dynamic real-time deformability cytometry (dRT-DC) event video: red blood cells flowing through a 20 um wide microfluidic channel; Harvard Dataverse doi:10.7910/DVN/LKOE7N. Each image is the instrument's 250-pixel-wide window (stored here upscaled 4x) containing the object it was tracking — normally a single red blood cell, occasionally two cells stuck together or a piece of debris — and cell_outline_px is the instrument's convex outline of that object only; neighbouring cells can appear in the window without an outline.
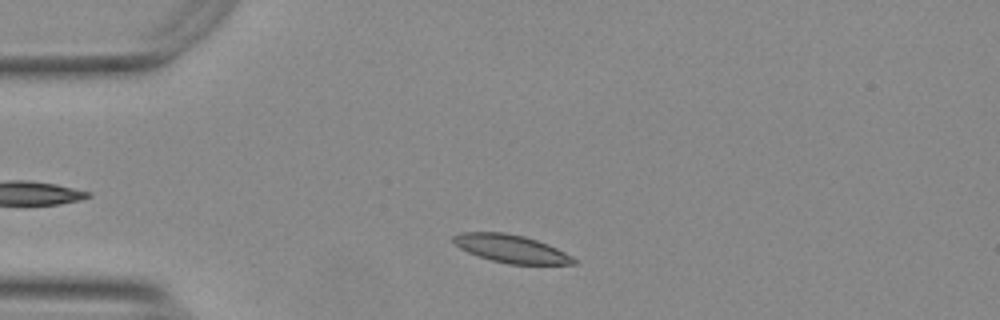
{"species": "Egyptian fruit bat (a non-hibernating species)", "species_latin": "Rousettus aegyptiacus", "temperature_condition": "warm", "stored_images_in_passage": 38, "camera_frame_rate_fps": 3000, "um_per_image_px": 0.085, "animal": {"sex": "female"}, "frame": {"image": 1, "passage_image": 5, "time_ms": 1.333, "image_size_px": [1000, 320], "cell_outline_px": [[576, 264], [508, 264], [476, 256], [460, 248], [452, 240], [452, 236], [460, 232], [504, 232], [524, 236], [536, 240], [556, 248], [572, 256], [576, 260]], "centroid_in_image_um": [43.41, 21.14], "position_along_channel_um": 41.6, "area_um2": 19.48}}
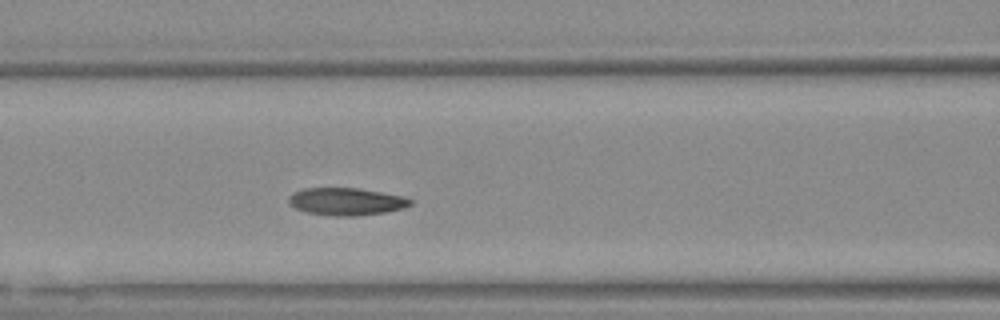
{"frame": {"image": 2, "passage_image": 15, "time_ms": 4.667, "image_size_px": [1000, 320], "cell_outline_px": [[412, 204], [404, 208], [384, 212], [356, 216], [332, 216], [304, 212], [288, 204], [288, 196], [292, 192], [304, 188], [356, 188], [404, 196], [412, 200]], "centroid_in_image_um": [29.39, 17.13], "position_along_channel_um": 137.2, "area_um2": 19.59}}
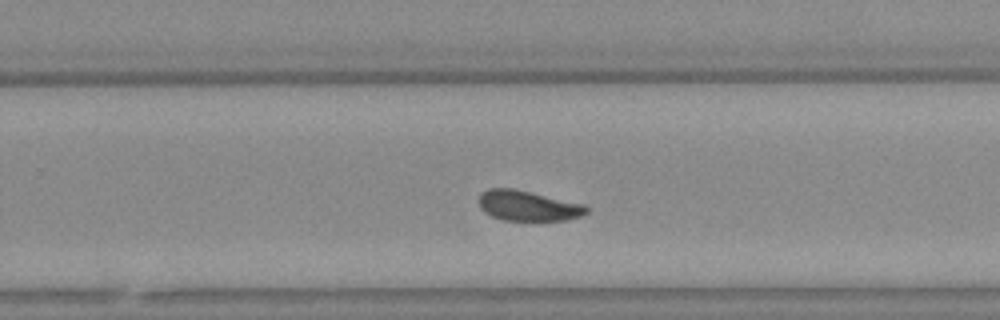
{"frame": {"image": 3, "passage_image": 27, "time_ms": 8.667, "image_size_px": [1000, 320], "cell_outline_px": [[588, 212], [580, 216], [564, 220], [536, 224], [504, 220], [492, 216], [484, 212], [480, 208], [480, 192], [488, 188], [512, 188], [584, 204], [588, 208]], "centroid_in_image_um": [44.88, 17.54], "position_along_channel_um": 284.9, "area_um2": 19.65}, "authors_computed_cell_mechanics": {"area_um2": 19.363, "velocity_mm_per_s": 3.7184, "shape_relaxation_time_tau1_ms": 4.7052, "shape_relaxation_time_tau2_ms": 1.7822, "deformation_change_tau1": 0.1684, "deformation_change_tau2": 0.0724}}